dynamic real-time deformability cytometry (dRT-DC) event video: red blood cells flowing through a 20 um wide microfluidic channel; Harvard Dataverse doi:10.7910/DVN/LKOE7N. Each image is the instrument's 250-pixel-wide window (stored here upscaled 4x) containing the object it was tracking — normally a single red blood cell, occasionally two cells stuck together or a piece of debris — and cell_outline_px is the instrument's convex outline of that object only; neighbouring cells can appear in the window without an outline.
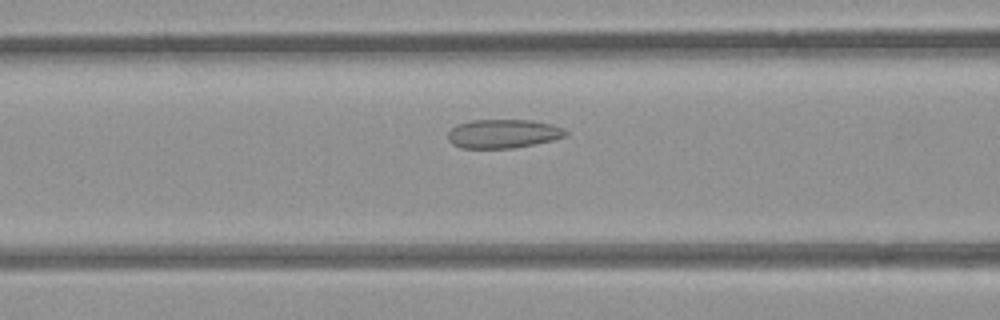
{"species": "common noctule bat (a hibernating species)", "species_latin": "Nyctalus noctula", "temperature_condition": "room temperature", "stored_images_in_passage": 48, "camera_frame_rate_fps": 3000, "um_per_image_px": 0.085, "animal": {"sex": "female", "body_mass_g": 21.9}, "frame": {"image": 1, "passage_image": 16, "time_ms": 5.0, "image_size_px": [1000, 320], "cell_outline_px": [[568, 136], [552, 140], [512, 148], [460, 148], [452, 144], [448, 140], [448, 132], [456, 124], [472, 120], [532, 120], [552, 124], [564, 128], [568, 132]], "centroid_in_image_um": [42.77, 11.36], "position_along_channel_um": 123.8, "area_um2": 19.88}}
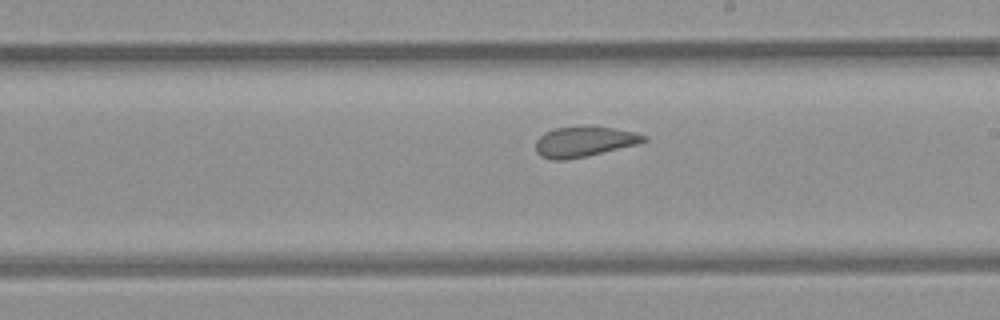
{"frame": {"image": 2, "passage_image": 25, "time_ms": 8.0, "image_size_px": [1000, 320], "cell_outline_px": [[648, 140], [640, 144], [588, 156], [568, 160], [552, 160], [540, 156], [536, 152], [536, 140], [544, 132], [556, 128], [588, 124], [636, 132], [648, 136]], "centroid_in_image_um": [49.68, 12.03], "position_along_channel_um": 239.3, "area_um2": 19.77}}
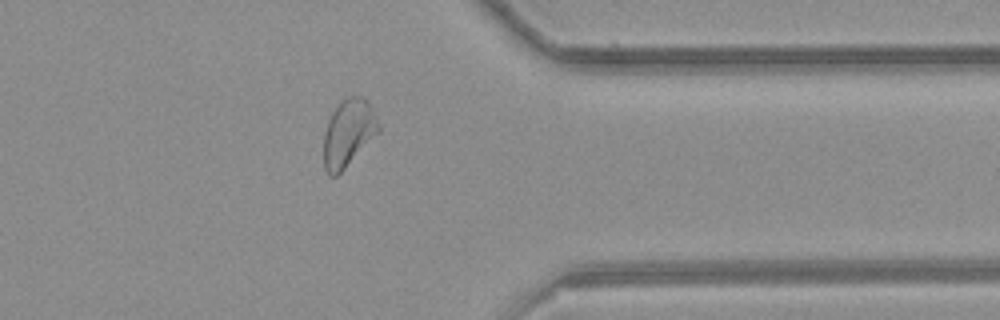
{"frame": {"image": 3, "passage_image": 37, "time_ms": 12.0, "image_size_px": [1000, 320], "cell_outline_px": [[380, 132], [336, 176], [328, 176], [324, 168], [324, 132], [328, 120], [332, 112], [348, 96], [360, 96], [368, 100], [372, 108], [380, 128]], "centroid_in_image_um": [29.61, 11.31], "position_along_channel_um": 381.8, "area_um2": 21.27}}